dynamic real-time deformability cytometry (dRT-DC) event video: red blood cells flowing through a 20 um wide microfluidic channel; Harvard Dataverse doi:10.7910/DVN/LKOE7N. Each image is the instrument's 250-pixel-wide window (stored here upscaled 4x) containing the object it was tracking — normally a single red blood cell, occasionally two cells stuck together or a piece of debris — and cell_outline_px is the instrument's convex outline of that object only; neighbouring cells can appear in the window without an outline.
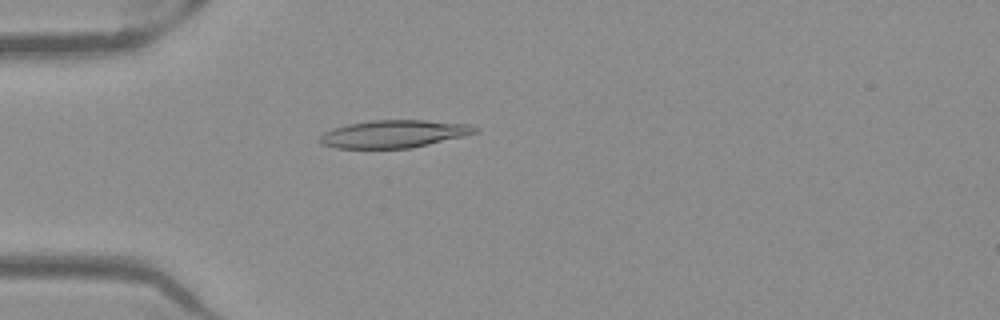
{"species": "Egyptian fruit bat (a non-hibernating species)", "species_latin": "Rousettus aegyptiacus", "temperature_condition": "warm", "stored_images_in_passage": 51, "camera_frame_rate_fps": 3000, "um_per_image_px": 0.085, "frame": {"image": 1, "passage_image": 15, "time_ms": 4.667, "image_size_px": [1000, 320], "cell_outline_px": [[476, 132], [412, 148], [336, 148], [320, 144], [316, 140], [324, 132], [332, 128], [348, 124], [372, 120], [424, 120], [468, 124], [476, 128]], "centroid_in_image_um": [33.36, 11.38], "position_along_channel_um": 51.6, "area_um2": 24.74}}
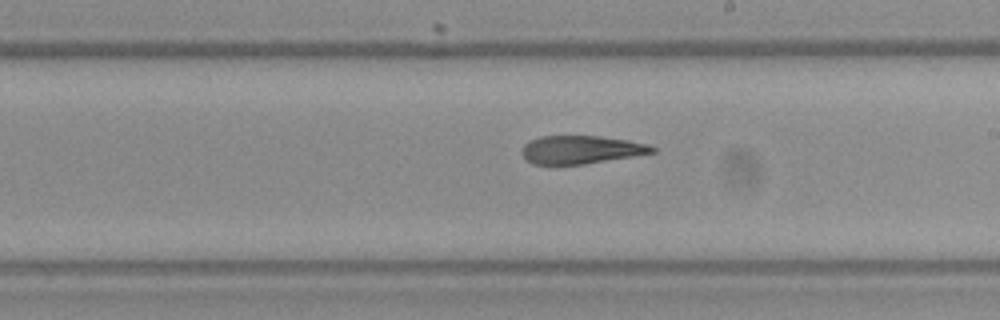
{"frame": {"image": 2, "passage_image": 30, "time_ms": 9.667, "image_size_px": [1000, 320], "cell_outline_px": [[656, 152], [584, 164], [532, 164], [520, 152], [524, 144], [528, 140], [540, 136], [600, 136], [628, 140], [648, 144], [656, 148]], "centroid_in_image_um": [49.36, 12.71], "position_along_channel_um": 239.6, "area_um2": 21.33}}
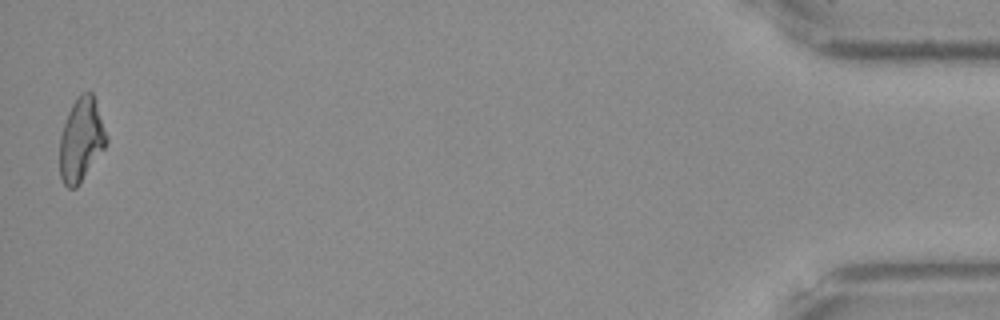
{"frame": {"image": 3, "passage_image": 51, "time_ms": 16.667, "image_size_px": [1000, 320], "cell_outline_px": [[108, 140], [104, 148], [76, 188], [68, 188], [64, 184], [60, 176], [60, 136], [68, 112], [76, 96], [80, 92], [92, 92], [108, 136]], "centroid_in_image_um": [6.89, 11.85], "position_along_channel_um": 428.3, "area_um2": 22.54}, "authors_computed_cell_mechanics": {"area_um2": 23.1778, "velocity_mm_per_s": 3.9782, "shape_relaxation_time_tau1_ms": 9.2784, "shape_relaxation_time_tau2_ms": 3.5005, "deformation_change_tau1": 0.2745, "deformation_change_tau2": 0.15}}